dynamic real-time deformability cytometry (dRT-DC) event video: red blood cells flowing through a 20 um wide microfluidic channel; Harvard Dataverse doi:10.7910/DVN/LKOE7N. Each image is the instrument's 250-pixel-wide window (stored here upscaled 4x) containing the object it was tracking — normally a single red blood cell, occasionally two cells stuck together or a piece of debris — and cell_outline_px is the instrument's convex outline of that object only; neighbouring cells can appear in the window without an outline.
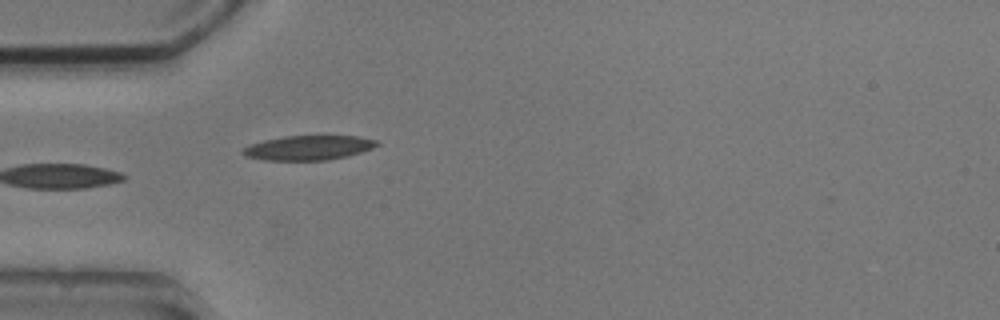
{"species": "common noctule bat (a hibernating species)", "species_latin": "Nyctalus noctula", "temperature_condition": "cold", "stored_images_in_passage": 4, "camera_frame_rate_fps": 3000, "um_per_image_px": 0.085, "animal": {"sex": "male", "body_mass_g": 20.5, "forearm_length_mm": 52.5}, "frame": {"image": 1, "passage_image": 4, "time_ms": 4.333, "image_size_px": [1000, 320], "cell_outline_px": [[380, 144], [372, 148], [348, 156], [328, 160], [264, 160], [244, 156], [240, 152], [240, 148], [264, 140], [284, 136], [360, 136], [376, 140]], "centroid_in_image_um": [26.19, 12.56], "position_along_channel_um": 58.8, "area_um2": 19.25}}